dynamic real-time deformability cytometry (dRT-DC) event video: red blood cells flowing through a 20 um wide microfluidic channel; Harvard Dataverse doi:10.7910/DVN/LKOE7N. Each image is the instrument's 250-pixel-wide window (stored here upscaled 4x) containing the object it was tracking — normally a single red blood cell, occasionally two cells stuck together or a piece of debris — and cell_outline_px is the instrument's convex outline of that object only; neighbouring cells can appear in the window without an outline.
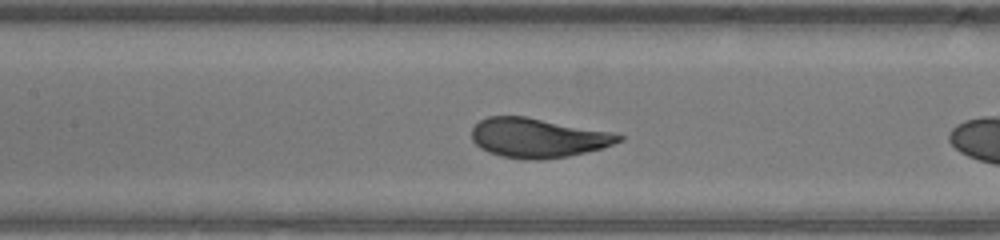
{"species": "human", "species_latin": "Homo sapiens", "temperature_condition": "warm", "stored_images_in_passage": 25, "camera_frame_rate_fps": 3000, "um_per_image_px": 0.085, "donor": {"sex": "male"}, "frame": {"image": 1, "passage_image": 7, "time_ms": 2.0, "image_size_px": [1000, 240], "cell_outline_px": [[624, 140], [600, 148], [568, 156], [540, 160], [524, 160], [500, 156], [488, 152], [480, 148], [472, 140], [472, 128], [480, 120], [488, 116], [524, 116], [612, 132], [624, 136]], "centroid_in_image_um": [45.69, 11.72], "position_along_channel_um": 161.7, "area_um2": 33.7}}
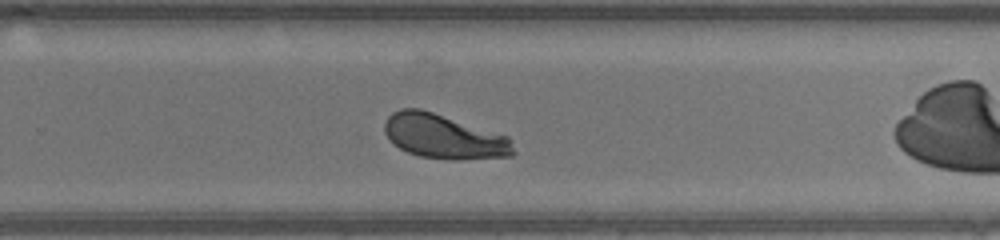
{"frame": {"image": 2, "passage_image": 16, "time_ms": 5.0, "image_size_px": [1000, 240], "cell_outline_px": [[516, 152], [512, 156], [456, 160], [452, 160], [420, 156], [408, 152], [392, 144], [384, 132], [384, 124], [388, 116], [392, 112], [400, 108], [420, 108], [508, 136], [512, 140]], "centroid_in_image_um": [37.72, 11.61], "position_along_channel_um": 292.1, "area_um2": 33.47}}
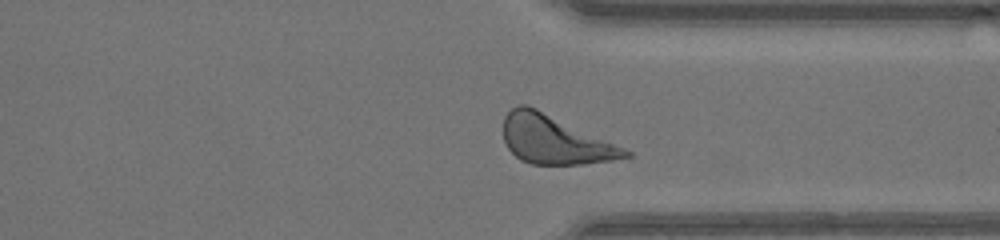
{"frame": {"image": 3, "passage_image": 21, "time_ms": 6.667, "image_size_px": [1000, 240], "cell_outline_px": [[632, 156], [612, 160], [584, 164], [532, 164], [520, 160], [508, 148], [504, 140], [504, 116], [512, 108], [520, 104], [528, 104], [624, 148], [632, 152]], "centroid_in_image_um": [47.13, 11.88], "position_along_channel_um": 364.3, "area_um2": 34.1}, "authors_computed_cell_mechanics": {"area_um2": 33.6396, "velocity_mm_per_s": 4.362, "shape_relaxation_time_tau1_ms": 1.2565, "shape_relaxation_time_tau2_ms": null, "deformation_change_tau1": 0.1186, "deformation_change_tau2": null}}